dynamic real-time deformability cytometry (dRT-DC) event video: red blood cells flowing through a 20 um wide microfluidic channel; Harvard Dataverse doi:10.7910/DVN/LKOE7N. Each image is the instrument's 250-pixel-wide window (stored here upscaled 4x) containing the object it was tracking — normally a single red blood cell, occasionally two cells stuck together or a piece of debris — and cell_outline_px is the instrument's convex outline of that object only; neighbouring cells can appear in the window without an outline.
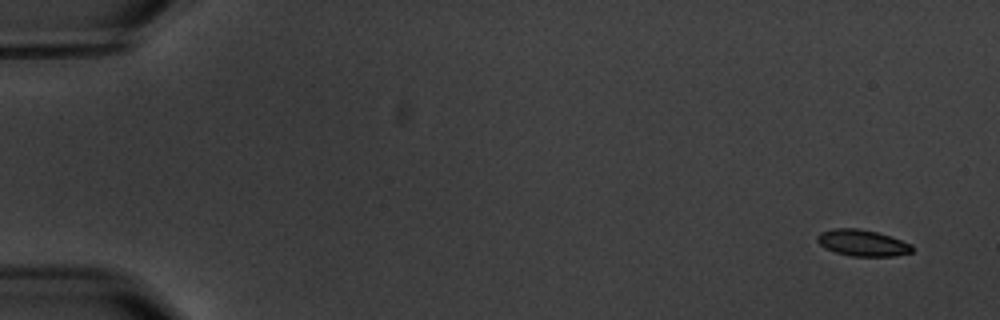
{"species": "common noctule bat (a hibernating species)", "species_latin": "Nyctalus noctula", "temperature_condition": "warm", "stored_images_in_passage": 11, "camera_frame_rate_fps": 3000, "um_per_image_px": 0.085, "animal": {"sex": "male", "body_mass_g": 20.1, "forearm_length_mm": 53.5}, "frame": {"image": 1, "passage_image": 1, "time_ms": 0.0, "image_size_px": [1000, 320], "cell_outline_px": [[916, 248], [912, 252], [896, 256], [852, 256], [836, 252], [824, 248], [816, 240], [816, 236], [820, 232], [836, 228], [856, 228], [876, 232], [912, 244]], "centroid_in_image_um": [73.31, 20.65], "position_along_channel_um": 11.7, "area_um2": 14.57}}
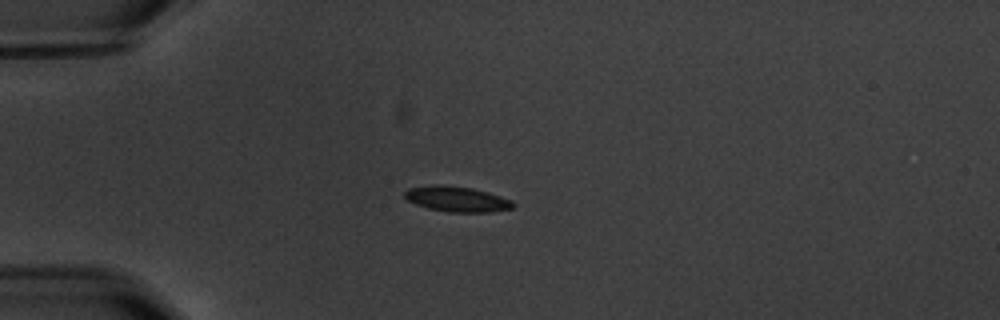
{"frame": {"image": 2, "passage_image": 4, "time_ms": 4.333, "image_size_px": [1000, 320], "cell_outline_px": [[516, 204], [512, 208], [488, 212], [448, 212], [428, 208], [416, 204], [408, 200], [404, 196], [404, 192], [408, 188], [436, 184], [440, 184], [472, 188], [488, 192], [512, 200]], "centroid_in_image_um": [38.83, 16.91], "position_along_channel_um": 46.2, "area_um2": 16.01}}
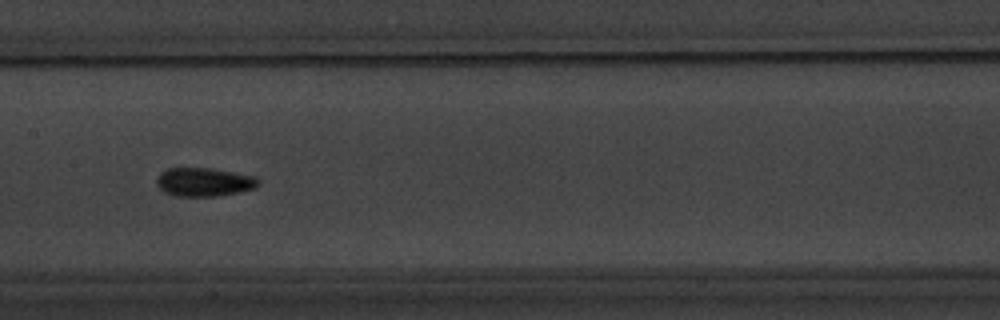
{"frame": {"image": 3, "passage_image": 8, "time_ms": 9.0, "image_size_px": [1000, 320], "cell_outline_px": [[260, 184], [256, 188], [240, 192], [216, 196], [176, 196], [164, 192], [156, 184], [156, 180], [160, 172], [168, 168], [212, 168], [256, 176], [260, 180]], "centroid_in_image_um": [17.37, 15.47], "position_along_channel_um": 190.0, "area_um2": 17.17}}